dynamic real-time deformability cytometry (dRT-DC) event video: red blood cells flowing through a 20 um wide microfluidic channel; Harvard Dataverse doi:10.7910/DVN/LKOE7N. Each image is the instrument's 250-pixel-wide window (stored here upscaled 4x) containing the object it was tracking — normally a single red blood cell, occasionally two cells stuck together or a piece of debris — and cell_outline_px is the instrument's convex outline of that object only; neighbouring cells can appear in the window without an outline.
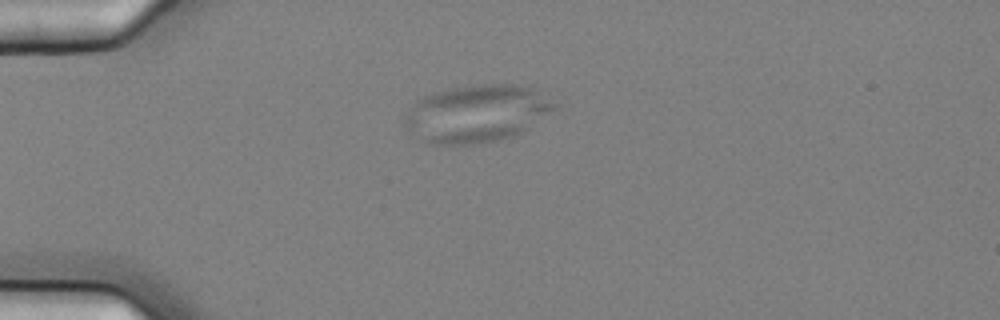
{"species": "common noctule bat (a hibernating species)", "species_latin": "Nyctalus noctula", "temperature_condition": "cold", "stored_images_in_passage": 2, "camera_frame_rate_fps": 3000, "um_per_image_px": 0.085, "animal": {"sex": "female", "body_mass_g": 25.1}, "frame": {"image": 1, "passage_image": 1, "time_ms": 0.0, "image_size_px": [1000, 320], "cell_outline_px": [[556, 108], [524, 132], [500, 140], [476, 144], [428, 144], [420, 140], [404, 124], [404, 116], [416, 100], [424, 96], [436, 92], [468, 84], [520, 84], [532, 88], [556, 104]], "centroid_in_image_um": [40.51, 9.66], "position_along_channel_um": 44.5, "area_um2": 50.17}}